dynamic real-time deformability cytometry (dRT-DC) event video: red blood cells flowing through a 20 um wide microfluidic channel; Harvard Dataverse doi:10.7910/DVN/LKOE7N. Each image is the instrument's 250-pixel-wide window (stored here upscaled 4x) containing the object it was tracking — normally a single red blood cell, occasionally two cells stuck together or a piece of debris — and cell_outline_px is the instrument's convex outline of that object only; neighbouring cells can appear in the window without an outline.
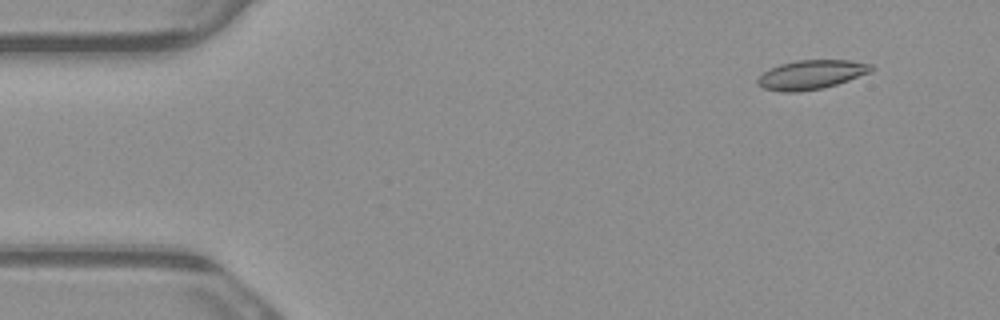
{"species": "common noctule bat (a hibernating species)", "species_latin": "Nyctalus noctula", "temperature_condition": "warm", "stored_images_in_passage": 5, "camera_frame_rate_fps": 3000, "um_per_image_px": 0.085, "animal": {"sex": "male", "body_mass_g": 23.1, "forearm_length_mm": 52.7}, "frame": {"image": 1, "passage_image": 2, "time_ms": 0.333, "image_size_px": [1000, 320], "cell_outline_px": [[876, 68], [872, 72], [824, 88], [800, 92], [784, 92], [764, 88], [756, 84], [756, 80], [764, 72], [780, 64], [796, 60], [848, 60], [872, 64]], "centroid_in_image_um": [68.99, 6.35], "position_along_channel_um": 16.0, "area_um2": 19.36}}
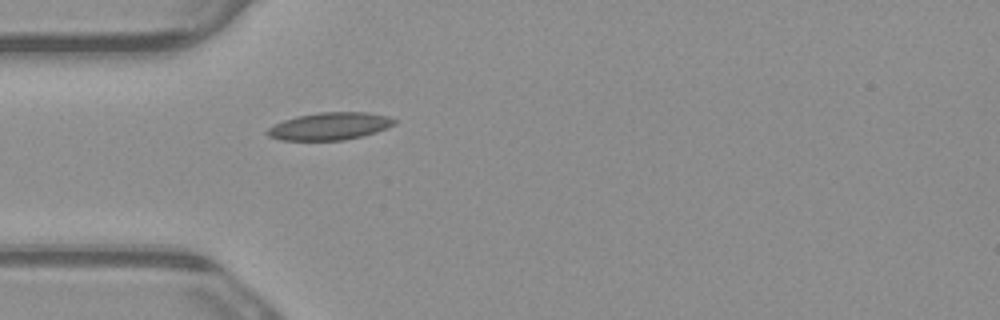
{"frame": {"image": 2, "passage_image": 5, "time_ms": 1.333, "image_size_px": [1000, 320], "cell_outline_px": [[396, 124], [376, 132], [344, 140], [280, 140], [268, 136], [264, 132], [268, 128], [284, 120], [296, 116], [320, 112], [368, 112], [388, 116], [396, 120]], "centroid_in_image_um": [28.02, 10.72], "position_along_channel_um": 57.0, "area_um2": 20.29}}